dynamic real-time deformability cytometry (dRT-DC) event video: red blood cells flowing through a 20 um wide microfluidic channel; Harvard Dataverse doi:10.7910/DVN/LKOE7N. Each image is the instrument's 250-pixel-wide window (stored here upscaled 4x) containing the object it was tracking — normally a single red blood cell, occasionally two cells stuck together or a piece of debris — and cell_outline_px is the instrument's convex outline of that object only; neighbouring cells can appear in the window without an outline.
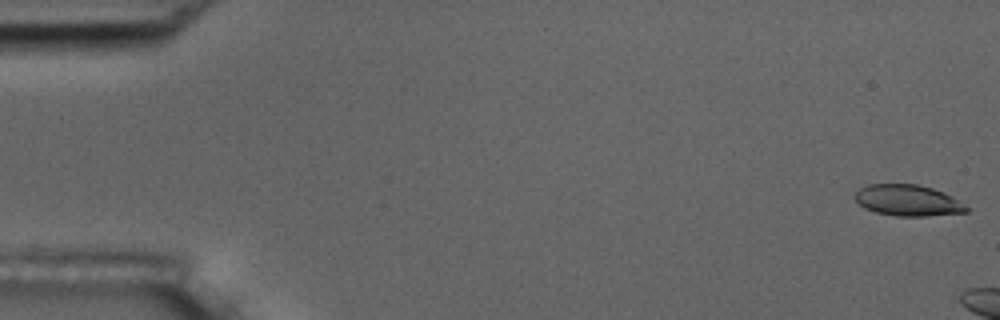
{"species": "common noctule bat (a hibernating species)", "species_latin": "Nyctalus noctula", "temperature_condition": "room temperature", "stored_images_in_passage": 3, "camera_frame_rate_fps": 3000, "um_per_image_px": 0.085, "animal": {"sex": "male", "body_mass_g": 17.5, "forearm_length_mm": 52.3}, "frame": {"image": 1, "passage_image": 1, "time_ms": 0.0, "image_size_px": [1000, 320], "cell_outline_px": [[968, 212], [928, 216], [896, 216], [876, 212], [864, 208], [852, 196], [860, 188], [868, 184], [916, 184], [932, 188], [944, 192], [952, 196], [964, 204], [968, 208]], "centroid_in_image_um": [77.16, 17.03], "position_along_channel_um": 7.8, "area_um2": 20.29}}